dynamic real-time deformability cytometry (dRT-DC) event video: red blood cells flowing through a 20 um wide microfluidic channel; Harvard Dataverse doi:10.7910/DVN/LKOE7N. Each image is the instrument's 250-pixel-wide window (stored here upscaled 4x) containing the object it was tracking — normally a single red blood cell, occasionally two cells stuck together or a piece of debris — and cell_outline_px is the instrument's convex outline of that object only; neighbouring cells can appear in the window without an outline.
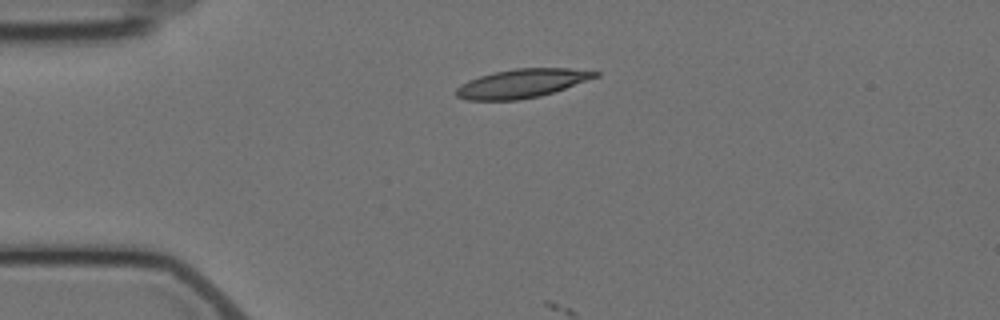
{"species": "Egyptian fruit bat (a non-hibernating species)", "species_latin": "Rousettus aegyptiacus", "temperature_condition": "cold", "stored_images_in_passage": 6, "camera_frame_rate_fps": 3000, "um_per_image_px": 0.085, "animal": {"sex": "female"}, "frame": {"image": 1, "passage_image": 6, "time_ms": 6.333, "image_size_px": [1000, 320], "cell_outline_px": [[600, 76], [540, 96], [520, 100], [468, 100], [456, 96], [456, 88], [460, 84], [468, 80], [480, 76], [496, 72], [516, 68], [568, 68], [600, 72]], "centroid_in_image_um": [44.35, 7.09], "position_along_channel_um": 40.7, "area_um2": 23.12}}